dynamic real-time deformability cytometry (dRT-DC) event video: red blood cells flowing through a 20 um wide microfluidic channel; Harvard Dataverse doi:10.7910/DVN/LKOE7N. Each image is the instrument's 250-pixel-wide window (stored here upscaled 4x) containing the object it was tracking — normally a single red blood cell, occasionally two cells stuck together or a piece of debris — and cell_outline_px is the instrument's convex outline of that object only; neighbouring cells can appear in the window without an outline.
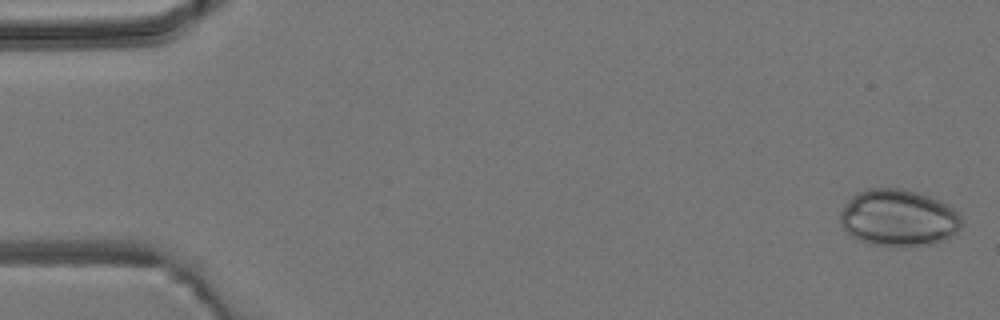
{"species": "common noctule bat (a hibernating species)", "species_latin": "Nyctalus noctula", "temperature_condition": "room temperature", "stored_images_in_passage": 4, "camera_frame_rate_fps": 3000, "um_per_image_px": 0.085, "animal": {"sex": "male", "body_mass_g": 19.2, "forearm_length_mm": 51.8}, "frame": {"image": 1, "passage_image": 1, "time_ms": 0.0, "image_size_px": [1000, 320], "cell_outline_px": [[964, 224], [952, 236], [944, 240], [932, 244], [872, 244], [860, 240], [852, 236], [840, 224], [840, 212], [848, 200], [856, 192], [868, 188], [904, 188], [920, 192], [940, 200], [948, 204], [960, 212], [964, 220]], "centroid_in_image_um": [76.42, 18.47], "position_along_channel_um": 8.6, "area_um2": 40.29}}